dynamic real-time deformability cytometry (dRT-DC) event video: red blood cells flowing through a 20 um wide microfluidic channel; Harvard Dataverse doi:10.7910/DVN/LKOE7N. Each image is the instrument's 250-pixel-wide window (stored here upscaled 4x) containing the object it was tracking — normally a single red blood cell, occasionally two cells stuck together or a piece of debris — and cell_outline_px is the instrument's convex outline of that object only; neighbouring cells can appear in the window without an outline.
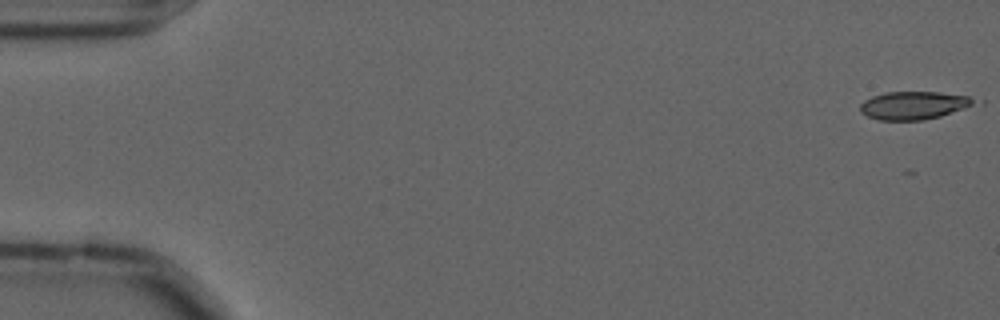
{"species": "common noctule bat (a hibernating species)", "species_latin": "Nyctalus noctula", "temperature_condition": "cold", "stored_images_in_passage": 54, "camera_frame_rate_fps": 3000, "um_per_image_px": 0.085, "animal": {"sex": "male", "forearm_length_mm": 52.5}, "frame": {"image": 1, "passage_image": 1, "time_ms": 0.0, "image_size_px": [1000, 320], "cell_outline_px": [[976, 100], [972, 104], [964, 108], [940, 116], [924, 120], [880, 120], [868, 116], [860, 112], [860, 104], [864, 100], [872, 96], [884, 92], [940, 92], [968, 96]], "centroid_in_image_um": [77.61, 8.95], "position_along_channel_um": 7.4, "area_um2": 18.44}}
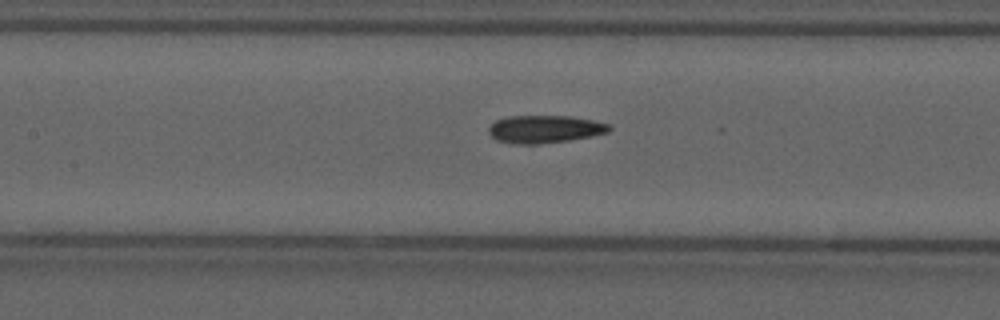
{"frame": {"image": 2, "passage_image": 26, "time_ms": 8.333, "image_size_px": [1000, 320], "cell_outline_px": [[612, 128], [608, 132], [592, 136], [568, 140], [536, 144], [516, 144], [496, 140], [488, 132], [488, 128], [496, 120], [508, 116], [572, 116], [592, 120], [608, 124]], "centroid_in_image_um": [46.29, 10.97], "position_along_channel_um": 161.1, "area_um2": 19.36}}
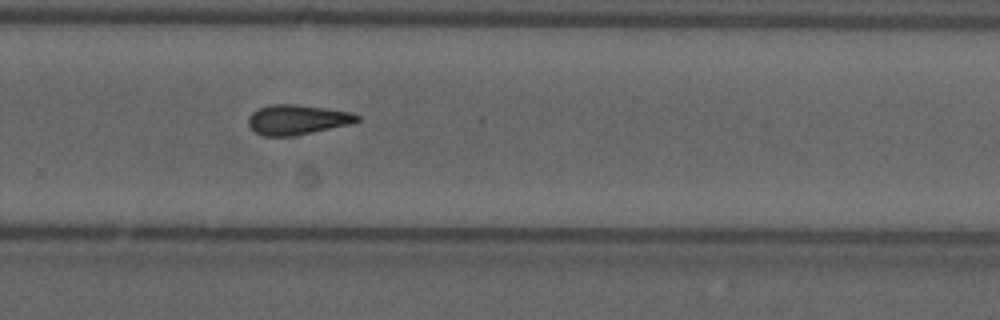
{"frame": {"image": 3, "passage_image": 38, "time_ms": 12.333, "image_size_px": [1000, 320], "cell_outline_px": [[360, 120], [352, 124], [296, 136], [264, 136], [256, 132], [248, 124], [248, 116], [252, 112], [260, 108], [272, 104], [296, 104], [352, 112], [360, 116]], "centroid_in_image_um": [25.3, 10.18], "position_along_channel_um": 304.5, "area_um2": 19.07}}